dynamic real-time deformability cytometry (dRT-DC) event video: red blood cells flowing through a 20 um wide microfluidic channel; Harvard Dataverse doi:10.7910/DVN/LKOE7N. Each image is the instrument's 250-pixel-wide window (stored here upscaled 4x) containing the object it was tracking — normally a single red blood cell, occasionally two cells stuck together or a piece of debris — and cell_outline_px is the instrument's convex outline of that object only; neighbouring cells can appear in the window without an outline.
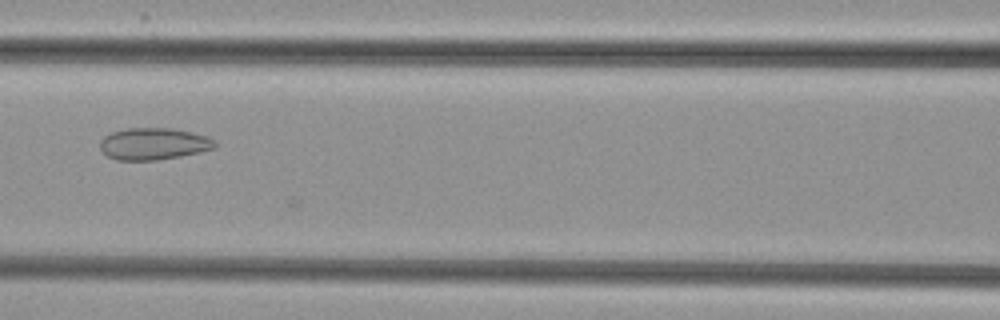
{"species": "common noctule bat (a hibernating species)", "species_latin": "Nyctalus noctula", "temperature_condition": "cold", "stored_images_in_passage": 4, "camera_frame_rate_fps": 3000, "um_per_image_px": 0.085, "animal": {"sex": "female", "body_mass_g": 29.2, "forearm_length_mm": 56.3}, "frame": {"image": 1, "passage_image": 4, "time_ms": 4.333, "image_size_px": [1000, 320], "cell_outline_px": [[216, 148], [200, 152], [180, 156], [156, 160], [116, 160], [108, 156], [100, 148], [100, 140], [104, 136], [112, 132], [128, 128], [172, 128], [192, 132], [208, 136], [216, 140]], "centroid_in_image_um": [13.08, 12.22], "position_along_channel_um": 153.5, "area_um2": 21.44}}